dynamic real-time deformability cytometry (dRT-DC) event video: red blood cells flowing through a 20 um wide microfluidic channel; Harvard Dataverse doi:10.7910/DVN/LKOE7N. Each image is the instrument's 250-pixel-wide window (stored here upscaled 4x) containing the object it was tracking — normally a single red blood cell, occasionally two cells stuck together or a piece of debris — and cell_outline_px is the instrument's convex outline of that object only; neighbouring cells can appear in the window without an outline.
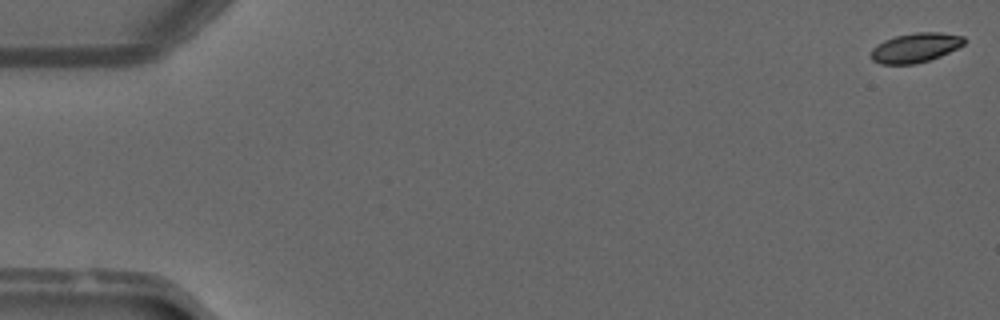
{"species": "common noctule bat (a hibernating species)", "species_latin": "Nyctalus noctula", "temperature_condition": "warm", "stored_images_in_passage": 51, "camera_frame_rate_fps": 3000, "um_per_image_px": 0.085, "animal": {"sex": "male", "forearm_length_mm": 52.5}, "frame": {"image": 1, "passage_image": 1, "time_ms": 0.0, "image_size_px": [1000, 320], "cell_outline_px": [[968, 40], [964, 44], [940, 56], [916, 64], [880, 64], [872, 60], [872, 48], [884, 40], [896, 36], [916, 32], [940, 32], [964, 36]], "centroid_in_image_um": [77.83, 4.05], "position_along_channel_um": 7.2, "area_um2": 15.95}}
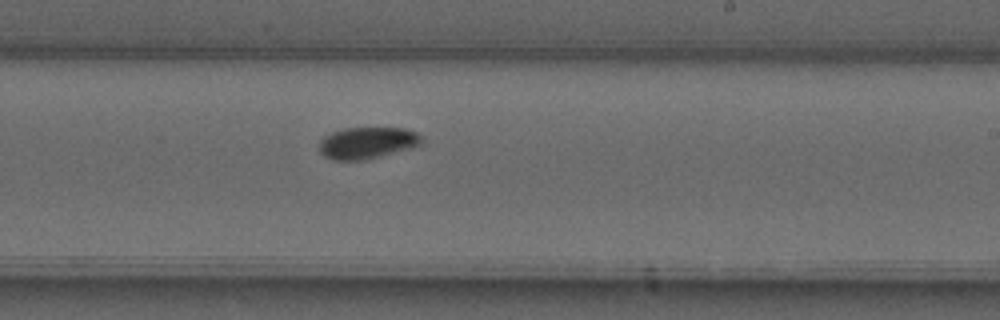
{"frame": {"image": 2, "passage_image": 31, "time_ms": 10.0, "image_size_px": [1000, 320], "cell_outline_px": [[424, 140], [420, 144], [412, 148], [364, 160], [332, 160], [324, 156], [320, 152], [320, 140], [324, 136], [332, 132], [344, 128], [404, 128], [416, 132]], "centroid_in_image_um": [31.21, 12.14], "position_along_channel_um": 257.8, "area_um2": 18.9}}
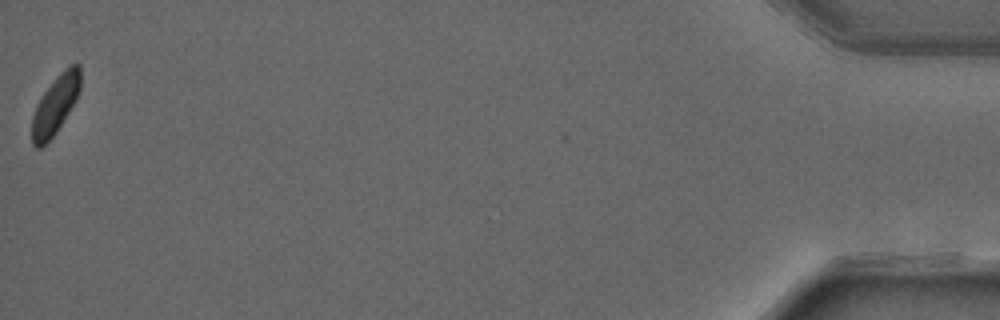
{"frame": {"image": 3, "passage_image": 51, "time_ms": 16.667, "image_size_px": [1000, 320], "cell_outline_px": [[80, 88], [76, 100], [56, 132], [40, 148], [36, 148], [32, 144], [32, 116], [36, 104], [44, 92], [60, 72], [68, 64], [80, 64]], "centroid_in_image_um": [4.7, 8.89], "position_along_channel_um": 430.5, "area_um2": 16.36}, "authors_computed_cell_mechanics": {"area_um2": 17.3978, "velocity_mm_per_s": 4.0763, "shape_relaxation_time_tau1_ms": 7.9658, "shape_relaxation_time_tau2_ms": null, "deformation_change_tau1": 0.1746, "deformation_change_tau2": null}}